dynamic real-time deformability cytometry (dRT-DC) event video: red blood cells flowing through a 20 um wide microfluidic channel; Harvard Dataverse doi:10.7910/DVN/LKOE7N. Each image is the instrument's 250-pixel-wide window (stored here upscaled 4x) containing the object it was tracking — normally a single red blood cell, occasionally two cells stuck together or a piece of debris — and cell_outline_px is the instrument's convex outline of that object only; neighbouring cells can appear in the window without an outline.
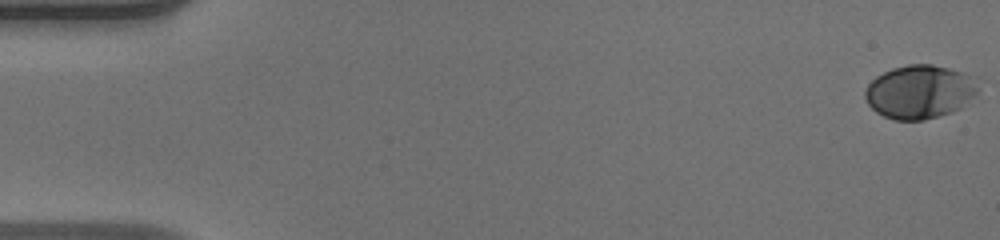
{"species": "human", "species_latin": "Homo sapiens", "temperature_condition": "warm", "stored_images_in_passage": 50, "camera_frame_rate_fps": 3000, "um_per_image_px": 0.085, "donor": {"sex": "male"}, "frame": {"image": 1, "passage_image": 1, "time_ms": 0.0, "image_size_px": [1000, 240], "cell_outline_px": [[980, 92], [960, 108], [952, 112], [924, 120], [896, 120], [884, 116], [876, 112], [868, 104], [864, 96], [864, 92], [868, 84], [876, 76], [892, 68], [908, 64], [932, 64], [948, 68], [960, 72], [968, 76]], "centroid_in_image_um": [78.12, 7.81], "position_along_channel_um": 6.9, "area_um2": 35.03}}
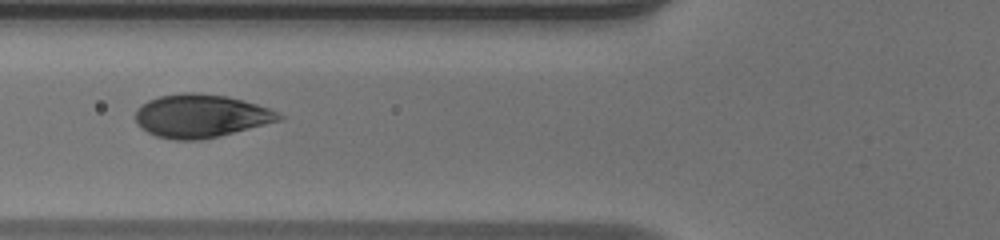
{"frame": {"image": 2, "passage_image": 20, "time_ms": 6.333, "image_size_px": [1000, 240], "cell_outline_px": [[284, 120], [220, 136], [200, 140], [172, 140], [156, 136], [140, 128], [136, 124], [136, 108], [148, 100], [160, 96], [184, 92], [196, 92], [228, 96], [256, 104], [268, 108], [284, 116]], "centroid_in_image_um": [17.07, 9.86], "position_along_channel_um": 108.7, "area_um2": 36.41}}
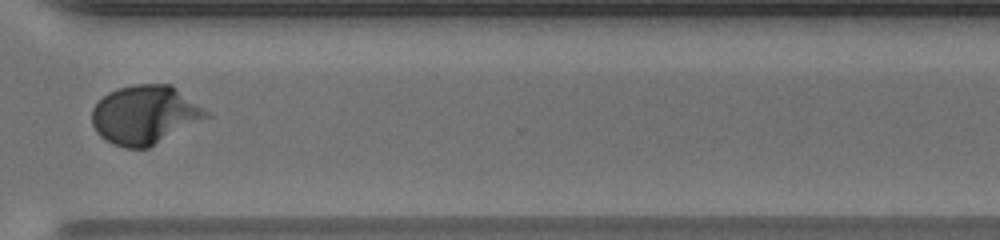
{"frame": {"image": 3, "passage_image": 38, "time_ms": 12.333, "image_size_px": [1000, 240], "cell_outline_px": [[212, 116], [148, 148], [124, 148], [112, 144], [100, 136], [96, 132], [92, 124], [92, 108], [108, 92], [132, 84], [172, 84], [212, 112]], "centroid_in_image_um": [12.37, 9.75], "position_along_channel_um": 358.2, "area_um2": 39.65}, "authors_computed_cell_mechanics": {"area_um2": 35.258, "velocity_mm_per_s": 4.164, "shape_relaxation_time_tau1_ms": 2.7231, "shape_relaxation_time_tau2_ms": null, "deformation_change_tau1": 0.164, "deformation_change_tau2": null}}